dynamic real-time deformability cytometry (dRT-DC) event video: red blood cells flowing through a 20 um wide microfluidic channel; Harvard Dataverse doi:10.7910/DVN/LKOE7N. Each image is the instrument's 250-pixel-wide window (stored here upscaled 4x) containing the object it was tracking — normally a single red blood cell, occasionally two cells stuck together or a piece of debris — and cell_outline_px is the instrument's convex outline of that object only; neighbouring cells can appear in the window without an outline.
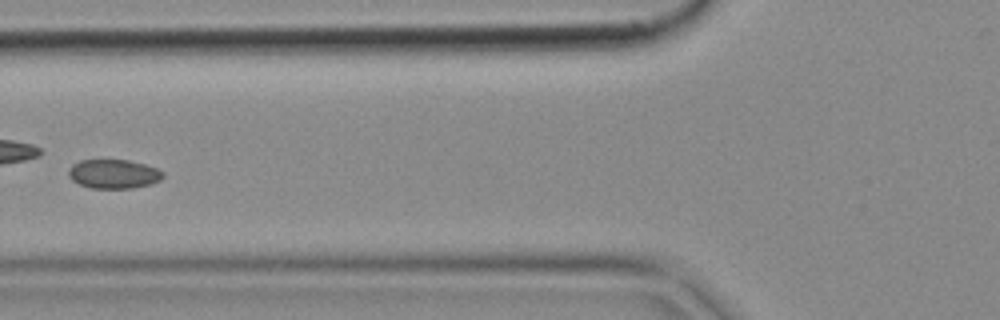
{"species": "common noctule bat (a hibernating species)", "species_latin": "Nyctalus noctula", "temperature_condition": "cold", "stored_images_in_passage": 6, "camera_frame_rate_fps": 3000, "um_per_image_px": 0.085, "animal": {"sex": "female", "body_mass_g": 18.4}, "frame": {"image": 1, "passage_image": 5, "time_ms": 1.333, "image_size_px": [1000, 320], "cell_outline_px": [[164, 176], [160, 180], [152, 184], [132, 188], [92, 188], [80, 184], [72, 180], [68, 176], [68, 168], [72, 164], [80, 160], [128, 160], [144, 164], [156, 168], [164, 172]], "centroid_in_image_um": [9.65, 14.78], "position_along_channel_um": 116.1, "area_um2": 16.07}}